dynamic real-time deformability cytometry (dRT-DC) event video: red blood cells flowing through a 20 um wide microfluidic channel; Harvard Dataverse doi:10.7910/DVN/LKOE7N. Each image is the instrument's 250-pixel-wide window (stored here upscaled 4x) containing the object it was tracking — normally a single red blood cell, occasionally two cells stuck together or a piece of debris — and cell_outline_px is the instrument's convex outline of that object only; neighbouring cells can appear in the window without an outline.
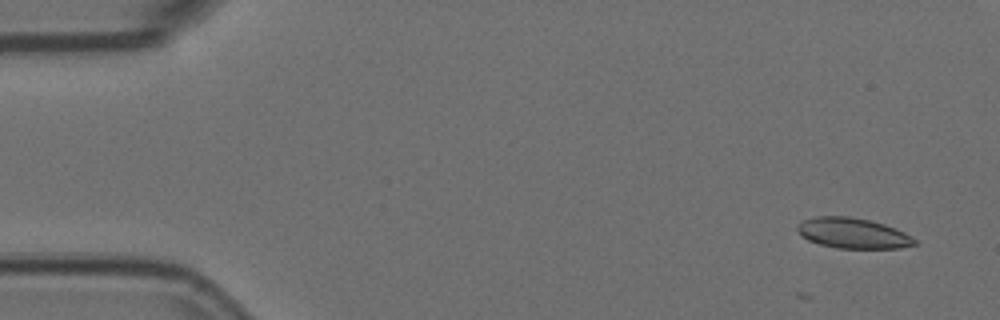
{"species": "Egyptian fruit bat (a non-hibernating species)", "species_latin": "Rousettus aegyptiacus", "temperature_condition": "room temperature", "stored_images_in_passage": 5, "camera_frame_rate_fps": 3000, "um_per_image_px": 0.085, "animal": {"sex": "female"}, "frame": {"image": 1, "passage_image": 1, "time_ms": 0.0, "image_size_px": [1000, 320], "cell_outline_px": [[916, 244], [900, 248], [836, 248], [820, 244], [808, 240], [796, 228], [796, 224], [804, 220], [816, 216], [848, 216], [868, 220], [884, 224], [904, 232], [916, 240]], "centroid_in_image_um": [72.48, 19.82], "position_along_channel_um": 12.5, "area_um2": 20.58}}